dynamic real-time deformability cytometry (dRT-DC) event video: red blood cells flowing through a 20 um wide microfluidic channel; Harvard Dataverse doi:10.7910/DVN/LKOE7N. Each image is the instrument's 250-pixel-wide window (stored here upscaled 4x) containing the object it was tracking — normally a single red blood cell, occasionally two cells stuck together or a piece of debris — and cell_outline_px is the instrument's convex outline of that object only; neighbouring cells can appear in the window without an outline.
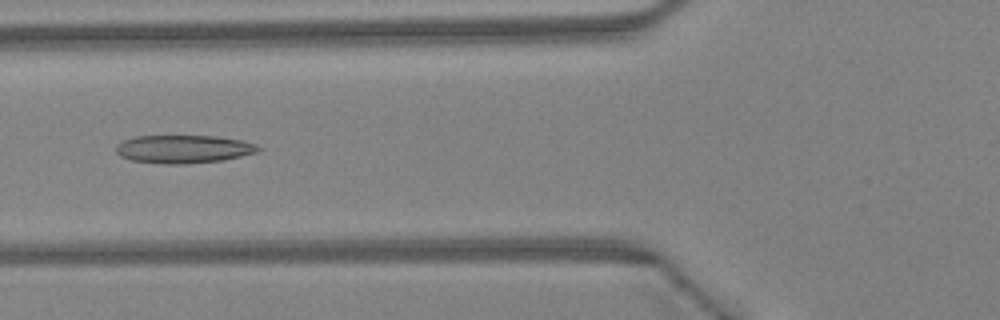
{"species": "Egyptian fruit bat (a non-hibernating species)", "species_latin": "Rousettus aegyptiacus", "temperature_condition": "warm", "stored_images_in_passage": 45, "camera_frame_rate_fps": 3000, "um_per_image_px": 0.085, "animal": {"sex": "female"}, "frame": {"image": 1, "passage_image": 18, "time_ms": 5.667, "image_size_px": [1000, 320], "cell_outline_px": [[264, 148], [260, 152], [224, 160], [184, 164], [164, 164], [132, 160], [120, 156], [116, 152], [116, 144], [124, 140], [136, 136], [216, 136], [240, 140], [256, 144]], "centroid_in_image_um": [15.64, 12.67], "position_along_channel_um": 110.2, "area_um2": 23.47}}
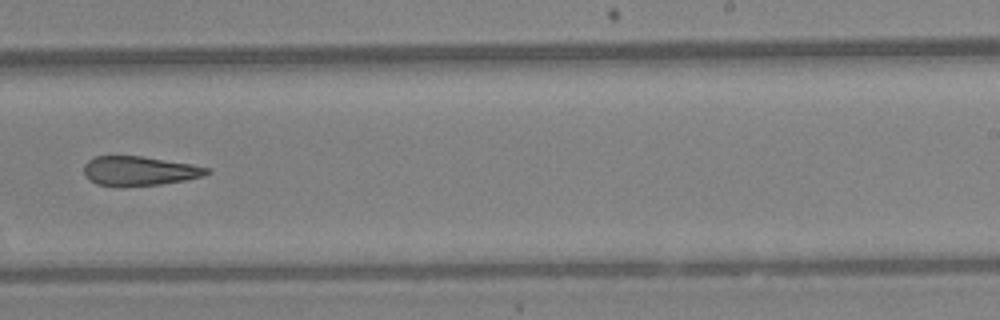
{"frame": {"image": 2, "passage_image": 29, "time_ms": 9.333, "image_size_px": [1000, 320], "cell_outline_px": [[212, 172], [204, 176], [184, 180], [160, 184], [96, 184], [84, 172], [84, 164], [88, 160], [96, 156], [140, 156], [192, 164], [212, 168]], "centroid_in_image_um": [11.93, 14.49], "position_along_channel_um": 277.1, "area_um2": 20.35}}
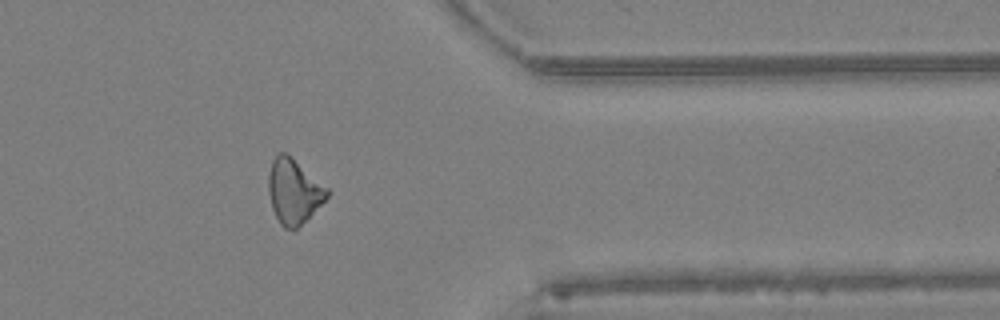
{"frame": {"image": 3, "passage_image": 37, "time_ms": 12.0, "image_size_px": [1000, 320], "cell_outline_px": [[328, 196], [296, 228], [284, 228], [280, 224], [272, 208], [268, 192], [268, 176], [272, 160], [280, 152], [288, 152], [328, 188]], "centroid_in_image_um": [24.94, 16.2], "position_along_channel_um": 386.5, "area_um2": 21.79}, "authors_computed_cell_mechanics": {"area_um2": 22.4842, "velocity_mm_per_s": 4.5785, "shape_relaxation_time_tau1_ms": null, "shape_relaxation_time_tau2_ms": 6.2308, "deformation_change_tau1": null, "deformation_change_tau2": 0.1887}}